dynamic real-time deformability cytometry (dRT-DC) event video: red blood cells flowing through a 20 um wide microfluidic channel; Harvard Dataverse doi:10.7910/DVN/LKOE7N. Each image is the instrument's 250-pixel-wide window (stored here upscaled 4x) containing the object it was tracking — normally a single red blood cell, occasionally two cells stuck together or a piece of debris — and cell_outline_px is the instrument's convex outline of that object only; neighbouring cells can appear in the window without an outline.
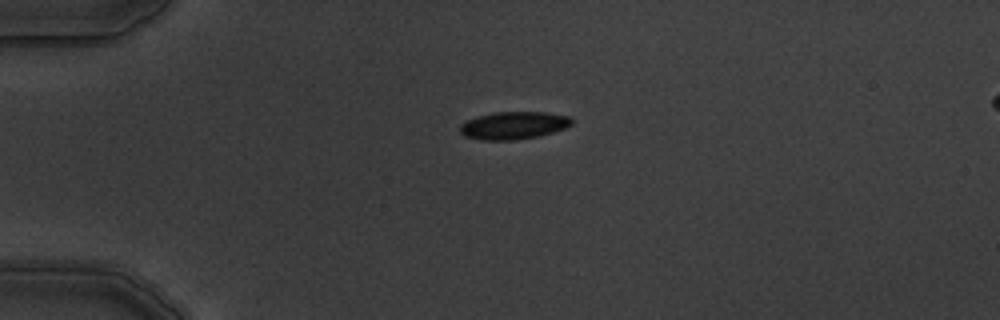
{"species": "common noctule bat (a hibernating species)", "species_latin": "Nyctalus noctula", "temperature_condition": "warm", "stored_images_in_passage": 3, "segment_of_instrument_passage": [1, 2], "camera_frame_rate_fps": 3000, "um_per_image_px": 0.085, "animal": {"sex": "male", "body_mass_g": 19.5, "forearm_length_mm": 54.6}, "frame": {"image": 1, "passage_image": 1, "time_ms": 0.0, "image_size_px": [1000, 320], "cell_outline_px": [[572, 124], [564, 128], [540, 136], [516, 140], [480, 140], [464, 136], [460, 132], [460, 124], [464, 120], [476, 116], [492, 112], [544, 112], [572, 116]], "centroid_in_image_um": [43.62, 10.65], "position_along_channel_um": 41.4, "area_um2": 18.26}}